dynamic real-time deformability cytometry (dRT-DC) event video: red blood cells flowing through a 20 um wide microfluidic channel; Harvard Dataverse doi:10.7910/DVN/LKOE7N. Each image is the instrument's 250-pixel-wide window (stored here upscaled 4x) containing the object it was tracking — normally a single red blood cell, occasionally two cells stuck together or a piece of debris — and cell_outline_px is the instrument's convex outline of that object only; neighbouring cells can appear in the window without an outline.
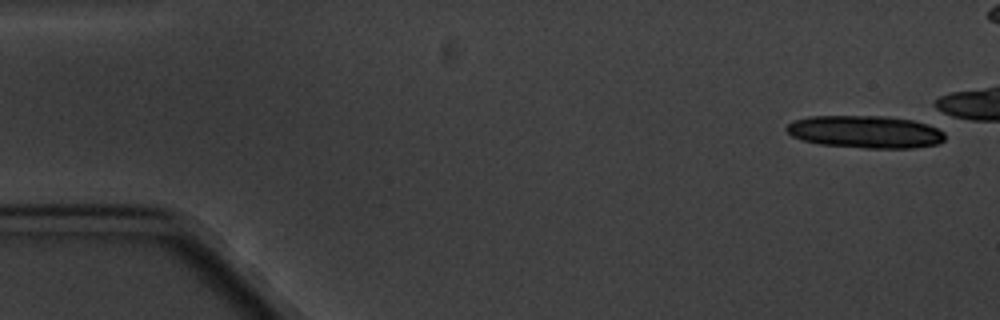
{"species": "common noctule bat (a hibernating species)", "species_latin": "Nyctalus noctula", "temperature_condition": "cold", "stored_images_in_passage": 6, "camera_frame_rate_fps": 3000, "um_per_image_px": 0.085, "animal": {"sex": "male", "body_mass_g": 20.1, "forearm_length_mm": 53.5}, "frame": {"image": 1, "passage_image": 1, "time_ms": 0.0, "image_size_px": [1000, 320], "cell_outline_px": [[944, 140], [936, 144], [912, 148], [864, 148], [820, 144], [804, 140], [792, 136], [784, 128], [792, 120], [808, 116], [888, 116], [912, 120], [928, 124], [944, 132]], "centroid_in_image_um": [73.53, 11.2], "position_along_channel_um": 11.5, "area_um2": 30.06}}